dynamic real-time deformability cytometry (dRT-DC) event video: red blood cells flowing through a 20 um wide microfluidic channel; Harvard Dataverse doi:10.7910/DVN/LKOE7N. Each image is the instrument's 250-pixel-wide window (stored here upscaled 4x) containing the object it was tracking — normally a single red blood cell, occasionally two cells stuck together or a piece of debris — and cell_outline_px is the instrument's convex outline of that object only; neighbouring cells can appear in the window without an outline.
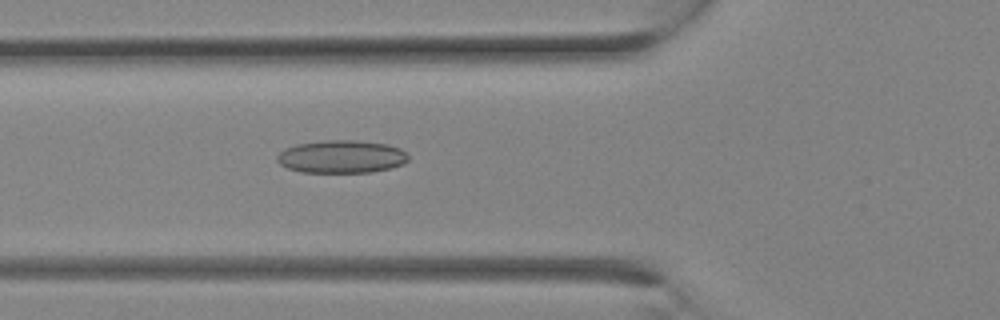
{"species": "Egyptian fruit bat (a non-hibernating species)", "species_latin": "Rousettus aegyptiacus", "temperature_condition": "room temperature", "stored_images_in_passage": 10, "camera_frame_rate_fps": 3000, "um_per_image_px": 0.085, "animal": {"sex": "female"}, "frame": {"image": 1, "passage_image": 10, "time_ms": 3.0, "image_size_px": [1000, 320], "cell_outline_px": [[408, 160], [404, 164], [392, 168], [372, 172], [300, 172], [288, 168], [280, 164], [276, 160], [276, 156], [284, 148], [296, 144], [324, 140], [356, 140], [388, 144], [400, 148], [408, 156]], "centroid_in_image_um": [29.02, 13.31], "position_along_channel_um": 96.8, "area_um2": 25.32}}